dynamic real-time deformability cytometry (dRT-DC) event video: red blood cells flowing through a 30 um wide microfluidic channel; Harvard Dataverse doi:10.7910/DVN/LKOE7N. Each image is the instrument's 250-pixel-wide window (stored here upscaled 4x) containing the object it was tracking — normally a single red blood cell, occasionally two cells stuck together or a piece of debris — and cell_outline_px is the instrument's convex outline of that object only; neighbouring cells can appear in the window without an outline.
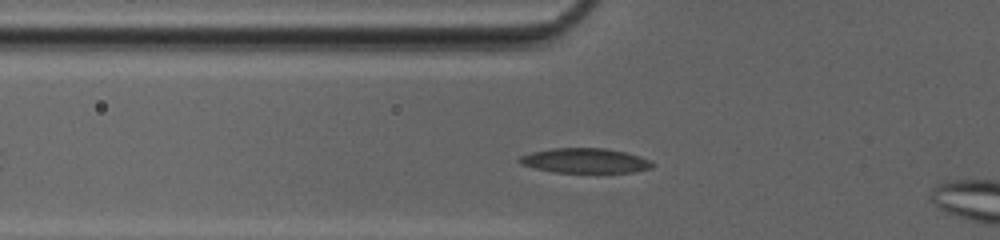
{"species": "common noctule bat (a hibernating species)", "species_latin": "Nyctalus noctula", "temperature_condition": "cold", "stored_images_in_passage": 41, "camera_frame_rate_fps": 3000, "um_per_image_px": 0.085, "animal": {"sex": "female", "body_mass_g": 20.0, "forearm_length_mm": 54.0}, "frame": {"image": 1, "passage_image": 8, "time_ms": 2.333, "image_size_px": [1000, 240], "cell_outline_px": [[656, 164], [652, 168], [632, 172], [556, 172], [536, 168], [520, 164], [516, 160], [520, 156], [532, 152], [552, 148], [604, 148], [624, 152], [640, 156]], "centroid_in_image_um": [49.72, 13.65], "position_along_channel_um": 76.1, "area_um2": 19.07}}
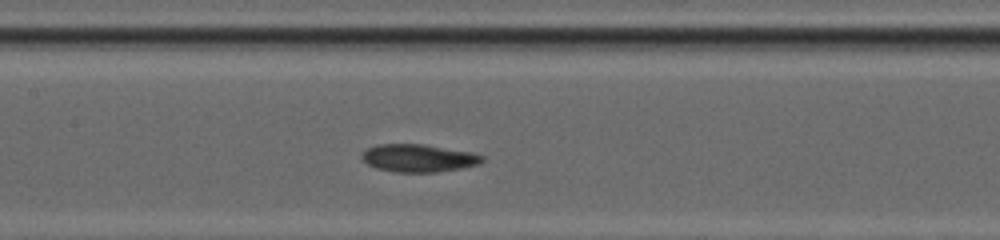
{"frame": {"image": 2, "passage_image": 15, "time_ms": 4.667, "image_size_px": [1000, 240], "cell_outline_px": [[484, 160], [480, 164], [460, 168], [436, 172], [396, 172], [376, 168], [360, 160], [360, 152], [376, 144], [424, 144], [472, 152], [484, 156]], "centroid_in_image_um": [35.53, 13.43], "position_along_channel_um": 171.9, "area_um2": 19.65}}
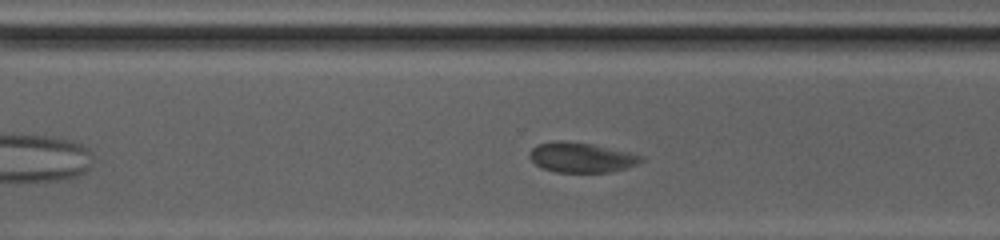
{"frame": {"image": 3, "passage_image": 26, "time_ms": 8.333, "image_size_px": [1000, 240], "cell_outline_px": [[644, 160], [636, 164], [624, 168], [608, 172], [556, 172], [544, 168], [536, 164], [528, 156], [528, 152], [536, 144], [552, 140], [564, 140], [592, 144], [628, 152], [644, 156]], "centroid_in_image_um": [49.36, 13.36], "position_along_channel_um": 321.2, "area_um2": 19.48}, "authors_computed_cell_mechanics": {"area_um2": 19.652, "velocity_mm_per_s": 4.0834, "shape_relaxation_time_tau1_ms": 5.6682, "shape_relaxation_time_tau2_ms": 1.1168, "deformation_change_tau1": 0.1466, "deformation_change_tau2": 0.0491}}